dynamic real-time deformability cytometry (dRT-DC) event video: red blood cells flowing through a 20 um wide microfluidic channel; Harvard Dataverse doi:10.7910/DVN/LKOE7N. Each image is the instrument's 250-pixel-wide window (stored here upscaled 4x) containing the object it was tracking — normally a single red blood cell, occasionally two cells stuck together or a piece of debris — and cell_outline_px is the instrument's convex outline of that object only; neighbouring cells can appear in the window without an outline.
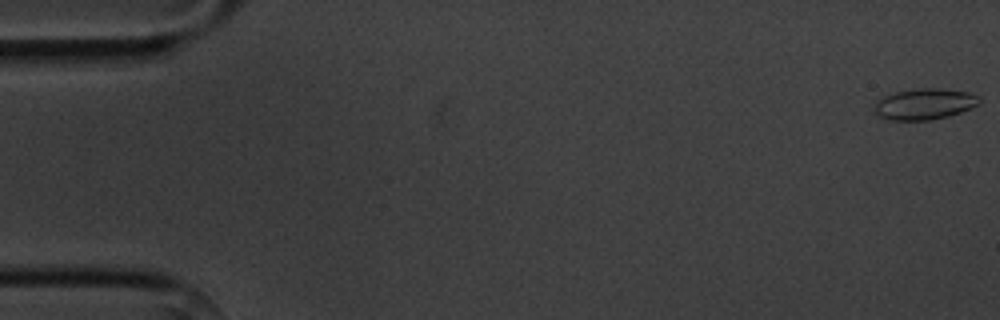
{"species": "common noctule bat (a hibernating species)", "species_latin": "Nyctalus noctula", "temperature_condition": "cold", "stored_images_in_passage": 9, "camera_frame_rate_fps": 3000, "um_per_image_px": 0.085, "animal": {"sex": "male", "body_mass_g": 20.1, "forearm_length_mm": 53.5}, "frame": {"image": 1, "passage_image": 1, "time_ms": 0.0, "image_size_px": [1000, 320], "cell_outline_px": [[980, 104], [960, 112], [948, 116], [932, 120], [888, 120], [876, 116], [872, 108], [884, 96], [896, 92], [920, 88], [936, 88], [968, 92], [980, 96]], "centroid_in_image_um": [78.57, 8.86], "position_along_channel_um": 6.4, "area_um2": 19.02}}
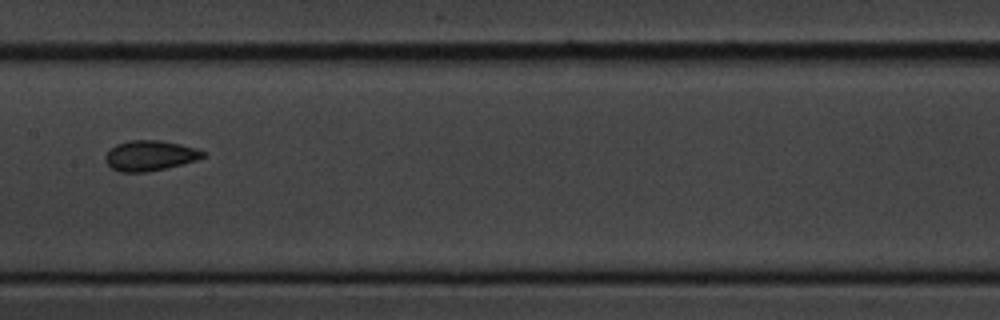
{"frame": {"image": 2, "passage_image": 8, "time_ms": 9.0, "image_size_px": [1000, 320], "cell_outline_px": [[204, 156], [196, 160], [148, 172], [120, 172], [112, 168], [104, 160], [104, 156], [116, 144], [128, 140], [160, 140], [180, 144], [196, 148], [204, 152]], "centroid_in_image_um": [12.71, 13.22], "position_along_channel_um": 194.7, "area_um2": 17.05}}
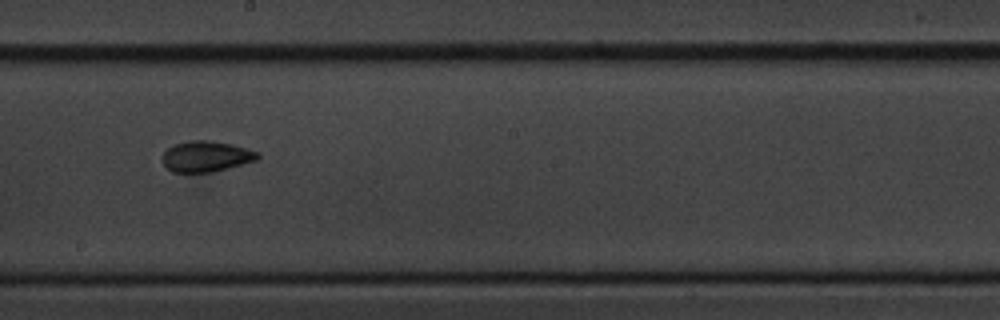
{"frame": {"image": 3, "passage_image": 9, "time_ms": 10.0, "image_size_px": [1000, 320], "cell_outline_px": [[260, 156], [256, 160], [228, 168], [212, 172], [172, 172], [164, 164], [164, 152], [168, 148], [176, 144], [188, 140], [212, 140], [232, 144], [260, 152]], "centroid_in_image_um": [17.56, 13.28], "position_along_channel_um": 230.6, "area_um2": 16.99}}